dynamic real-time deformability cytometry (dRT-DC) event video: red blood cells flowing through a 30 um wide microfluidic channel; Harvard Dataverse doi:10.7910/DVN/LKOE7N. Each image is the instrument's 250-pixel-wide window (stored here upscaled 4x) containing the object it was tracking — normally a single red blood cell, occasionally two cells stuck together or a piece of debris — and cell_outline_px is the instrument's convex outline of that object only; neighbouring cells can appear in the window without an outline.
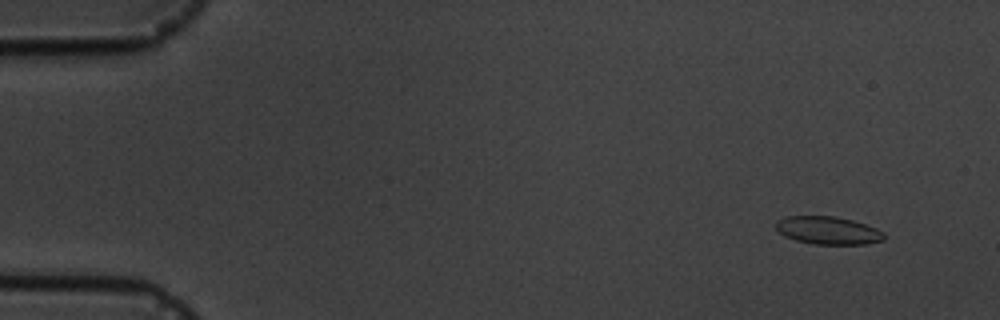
{"species": "common noctule bat (a hibernating species)", "species_latin": "Nyctalus noctula", "temperature_condition": "cold", "stored_images_in_passage": 7, "camera_frame_rate_fps": 3000, "um_per_image_px": 0.085, "animal": {"sex": "male", "body_mass_g": 19.5, "forearm_length_mm": 54.6}, "frame": {"image": 1, "passage_image": 2, "time_ms": 1.333, "image_size_px": [1000, 320], "cell_outline_px": [[884, 240], [868, 244], [812, 244], [796, 240], [784, 236], [776, 228], [776, 220], [784, 216], [836, 216], [852, 220], [876, 228], [884, 232]], "centroid_in_image_um": [70.37, 19.58], "position_along_channel_um": 14.6, "area_um2": 17.63}}
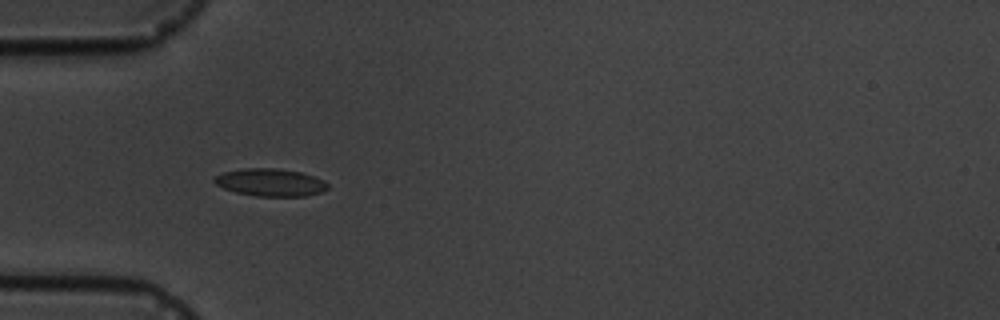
{"frame": {"image": 2, "passage_image": 6, "time_ms": 5.667, "image_size_px": [1000, 320], "cell_outline_px": [[328, 188], [320, 192], [304, 196], [256, 196], [236, 192], [224, 188], [216, 184], [212, 180], [216, 176], [224, 172], [244, 168], [276, 168], [300, 172], [324, 180], [328, 184]], "centroid_in_image_um": [22.98, 15.5], "position_along_channel_um": 62.0, "area_um2": 18.03}}
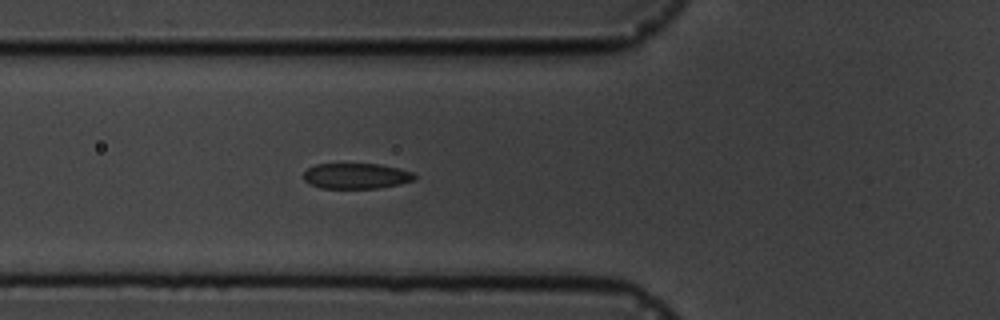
{"frame": {"image": 3, "passage_image": 7, "time_ms": 6.667, "image_size_px": [1000, 320], "cell_outline_px": [[416, 180], [400, 184], [380, 188], [320, 188], [308, 184], [304, 180], [304, 172], [308, 168], [316, 164], [380, 164], [400, 168], [412, 172], [416, 176]], "centroid_in_image_um": [30.29, 14.96], "position_along_channel_um": 95.5, "area_um2": 16.7}}